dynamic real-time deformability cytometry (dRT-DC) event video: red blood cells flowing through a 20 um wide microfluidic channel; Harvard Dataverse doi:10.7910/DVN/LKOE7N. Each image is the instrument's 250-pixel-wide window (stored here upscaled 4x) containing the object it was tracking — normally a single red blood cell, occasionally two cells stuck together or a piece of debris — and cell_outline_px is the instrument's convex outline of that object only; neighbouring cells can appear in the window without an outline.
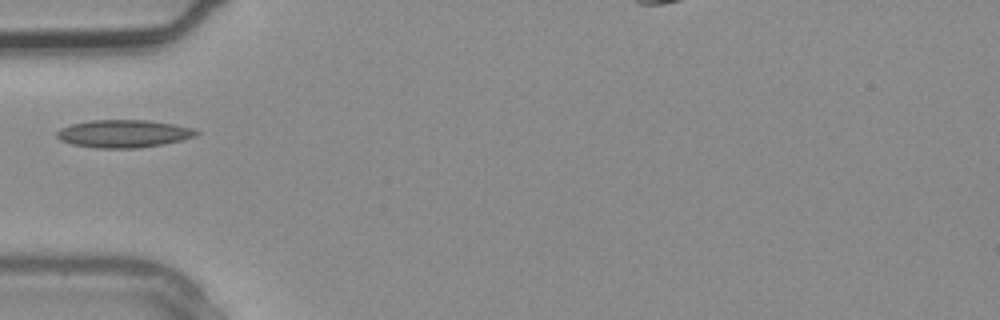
{"species": "common noctule bat (a hibernating species)", "species_latin": "Nyctalus noctula", "temperature_condition": "warm", "stored_images_in_passage": 3, "camera_frame_rate_fps": 3000, "um_per_image_px": 0.085, "animal": {"sex": "male", "body_mass_g": 20.4}, "frame": {"image": 1, "passage_image": 3, "time_ms": 0.667, "image_size_px": [1000, 320], "cell_outline_px": [[200, 132], [196, 136], [164, 144], [136, 148], [96, 148], [72, 144], [60, 140], [56, 136], [56, 132], [60, 128], [72, 124], [92, 120], [148, 120], [172, 124], [192, 128]], "centroid_in_image_um": [10.49, 11.36], "position_along_channel_um": 74.5, "area_um2": 22.43}}